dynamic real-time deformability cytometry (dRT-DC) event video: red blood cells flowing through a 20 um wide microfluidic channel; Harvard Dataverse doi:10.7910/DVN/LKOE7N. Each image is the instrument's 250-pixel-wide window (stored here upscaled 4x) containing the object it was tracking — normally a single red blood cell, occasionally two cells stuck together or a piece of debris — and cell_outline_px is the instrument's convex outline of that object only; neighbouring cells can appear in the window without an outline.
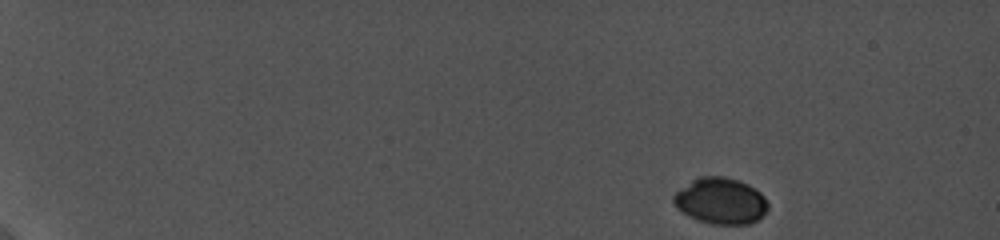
{"species": "common noctule bat (a hibernating species)", "species_latin": "Nyctalus noctula", "temperature_condition": "cold", "stored_images_in_passage": 43, "camera_frame_rate_fps": 5000, "um_per_image_px": 0.085, "animal": {"sex": "female", "body_mass_g": 19.0, "forearm_length_mm": 56.7}, "frame": {"image": 1, "passage_image": 1, "time_ms": 0.0, "image_size_px": [1000, 240], "cell_outline_px": [[768, 208], [756, 220], [748, 224], [712, 224], [688, 216], [676, 208], [672, 200], [672, 196], [680, 188], [692, 180], [700, 176], [724, 176], [740, 180], [756, 188], [764, 196], [768, 204]], "centroid_in_image_um": [61.24, 17.06], "position_along_channel_um": 23.8, "area_um2": 25.49}}
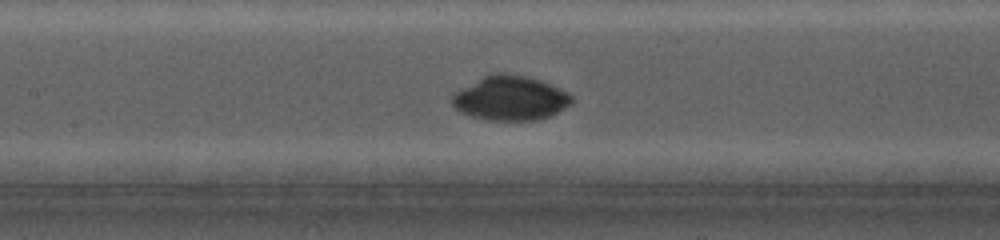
{"frame": {"image": 2, "passage_image": 24, "time_ms": 8.2, "image_size_px": [1000, 240], "cell_outline_px": [[572, 104], [548, 116], [536, 120], [488, 120], [472, 116], [460, 112], [452, 104], [452, 92], [488, 72], [508, 72], [528, 76], [540, 80], [560, 88], [568, 92], [572, 96]], "centroid_in_image_um": [43.33, 8.3], "position_along_channel_um": 164.1, "area_um2": 31.44}}
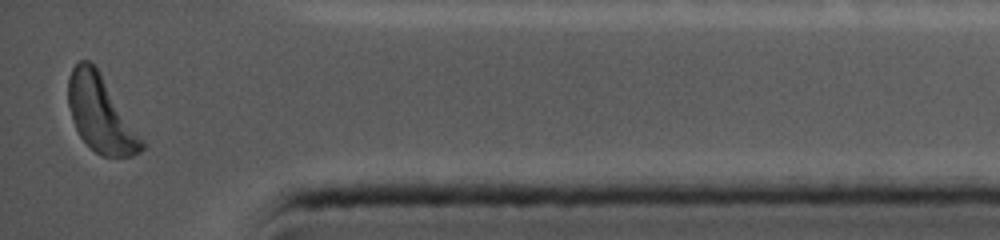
{"frame": {"image": 3, "passage_image": 43, "time_ms": 15.4, "image_size_px": [1000, 240], "cell_outline_px": [[144, 148], [140, 152], [132, 156], [104, 156], [96, 152], [80, 136], [72, 120], [68, 104], [68, 76], [72, 68], [80, 60], [88, 60], [96, 68], [144, 140]], "centroid_in_image_um": [8.54, 9.7], "position_along_channel_um": 426.7, "area_um2": 31.96}, "authors_computed_cell_mechanics": {"area_um2": 28.8422, "velocity_mm_per_s": 3.7581, "shape_relaxation_time_tau1_ms": 2.2783, "shape_relaxation_time_tau2_ms": 3.447, "deformation_change_tau1": 0.1504, "deformation_change_tau2": 0.0864}}